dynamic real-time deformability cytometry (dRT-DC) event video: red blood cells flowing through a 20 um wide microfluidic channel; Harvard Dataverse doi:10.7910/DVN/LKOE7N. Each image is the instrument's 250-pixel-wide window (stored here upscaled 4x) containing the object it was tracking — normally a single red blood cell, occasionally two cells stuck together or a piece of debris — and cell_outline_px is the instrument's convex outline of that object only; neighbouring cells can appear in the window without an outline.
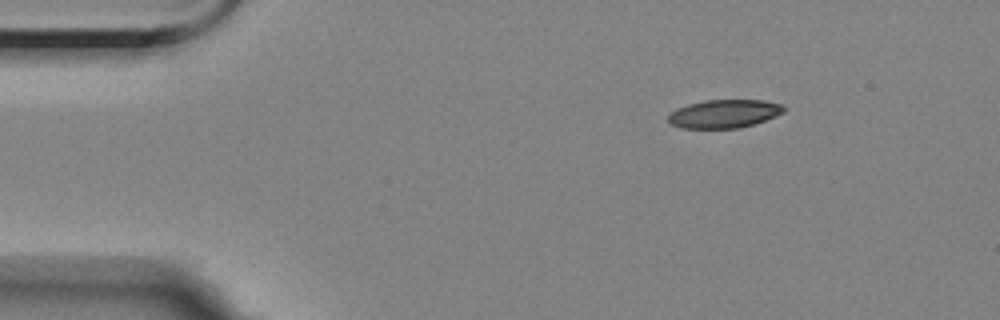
{"species": "Egyptian fruit bat (a non-hibernating species)", "species_latin": "Rousettus aegyptiacus", "temperature_condition": "room temperature", "stored_images_in_passage": 4, "segment_of_instrument_passage": [2, 2], "camera_frame_rate_fps": 3000, "um_per_image_px": 0.085, "animal": {"sex": "female"}, "frame": {"image": 1, "passage_image": 4, "time_ms": 4.333, "image_size_px": [1000, 320], "cell_outline_px": [[784, 112], [776, 116], [740, 128], [680, 128], [672, 124], [668, 120], [668, 116], [676, 108], [688, 104], [704, 100], [764, 100], [784, 104]], "centroid_in_image_um": [61.56, 9.66], "position_along_channel_um": 23.4, "area_um2": 19.07}}